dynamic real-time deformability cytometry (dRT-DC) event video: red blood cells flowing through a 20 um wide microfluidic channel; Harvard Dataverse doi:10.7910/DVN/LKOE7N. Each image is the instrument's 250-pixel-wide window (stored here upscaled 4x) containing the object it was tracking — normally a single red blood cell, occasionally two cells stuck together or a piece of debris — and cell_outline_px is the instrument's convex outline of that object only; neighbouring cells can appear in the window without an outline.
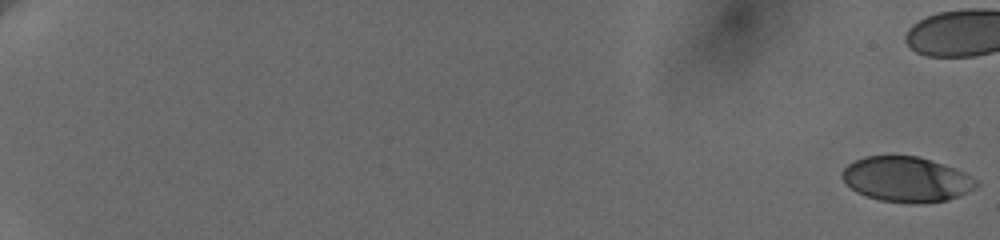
{"species": "human", "species_latin": "Homo sapiens", "temperature_condition": "cold", "stored_images_in_passage": 29, "camera_frame_rate_fps": 3000, "um_per_image_px": 0.085, "donor": {"sex": "female"}, "frame": {"image": 1, "passage_image": 1, "time_ms": 0.0, "image_size_px": [1000, 240], "cell_outline_px": [[980, 184], [976, 188], [948, 200], [924, 204], [912, 204], [880, 200], [856, 192], [840, 176], [844, 168], [848, 164], [864, 156], [916, 156], [956, 168], [964, 172], [976, 180]], "centroid_in_image_um": [77.07, 15.26], "position_along_channel_um": 7.9, "area_um2": 35.26}}
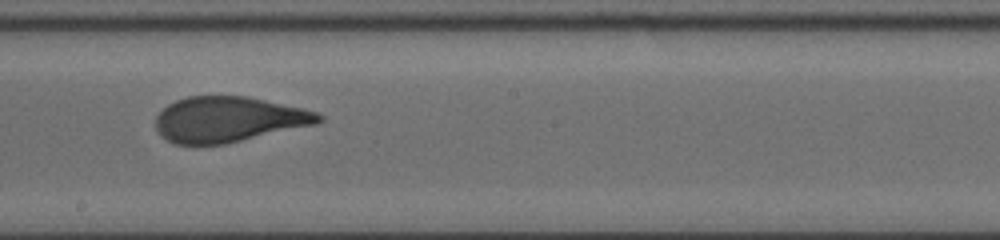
{"frame": {"image": 2, "passage_image": 26, "time_ms": 14.0, "image_size_px": [1000, 240], "cell_outline_px": [[324, 120], [316, 124], [224, 144], [172, 144], [160, 136], [156, 128], [156, 116], [168, 104], [176, 100], [188, 96], [248, 96], [300, 108], [316, 112], [324, 116]], "centroid_in_image_um": [19.39, 10.15], "position_along_channel_um": 228.8, "area_um2": 43.0}}
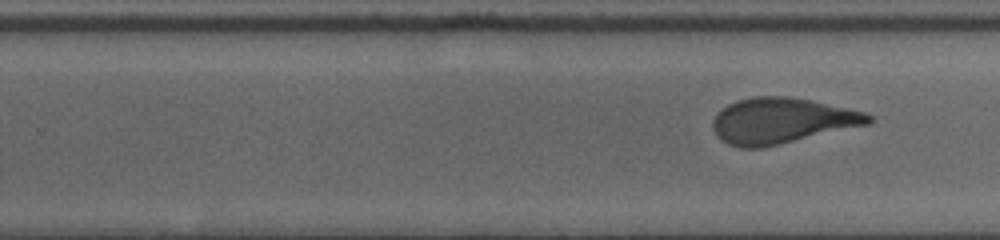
{"frame": {"image": 3, "passage_image": 29, "time_ms": 17.0, "image_size_px": [1000, 240], "cell_outline_px": [[872, 124], [760, 148], [744, 148], [728, 144], [712, 128], [712, 120], [728, 104], [736, 100], [756, 96], [788, 96], [812, 100], [864, 112], [872, 116]], "centroid_in_image_um": [66.49, 10.25], "position_along_channel_um": 263.3, "area_um2": 41.15}}